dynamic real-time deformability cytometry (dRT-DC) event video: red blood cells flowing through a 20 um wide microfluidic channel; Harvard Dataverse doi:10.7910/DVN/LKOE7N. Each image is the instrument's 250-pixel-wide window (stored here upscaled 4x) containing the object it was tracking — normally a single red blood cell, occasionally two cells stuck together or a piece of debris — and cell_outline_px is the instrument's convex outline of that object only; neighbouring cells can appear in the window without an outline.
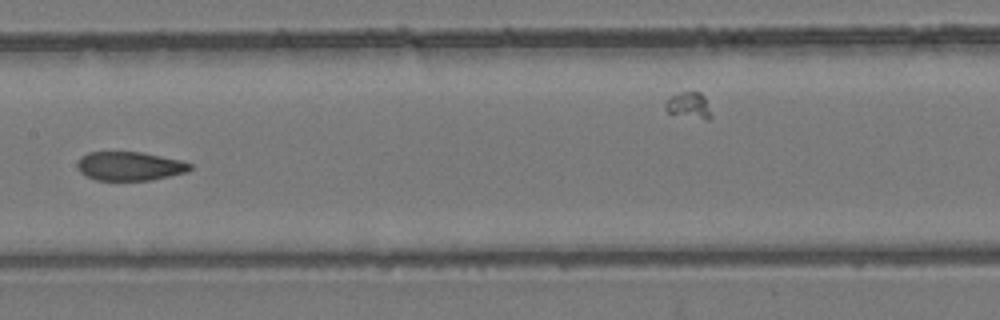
{"species": "common noctule bat (a hibernating species)", "species_latin": "Nyctalus noctula", "temperature_condition": "room temperature", "stored_images_in_passage": 11, "camera_frame_rate_fps": 3000, "um_per_image_px": 0.085, "animal": {"sex": "female", "body_mass_g": 24.6, "forearm_length_mm": 56.2}, "frame": {"image": 1, "passage_image": 7, "time_ms": 8.333, "image_size_px": [1000, 320], "cell_outline_px": [[192, 168], [188, 172], [152, 180], [96, 180], [80, 172], [76, 164], [80, 156], [88, 152], [140, 152], [180, 160], [192, 164]], "centroid_in_image_um": [11.02, 14.12], "position_along_channel_um": 196.4, "area_um2": 18.96}}